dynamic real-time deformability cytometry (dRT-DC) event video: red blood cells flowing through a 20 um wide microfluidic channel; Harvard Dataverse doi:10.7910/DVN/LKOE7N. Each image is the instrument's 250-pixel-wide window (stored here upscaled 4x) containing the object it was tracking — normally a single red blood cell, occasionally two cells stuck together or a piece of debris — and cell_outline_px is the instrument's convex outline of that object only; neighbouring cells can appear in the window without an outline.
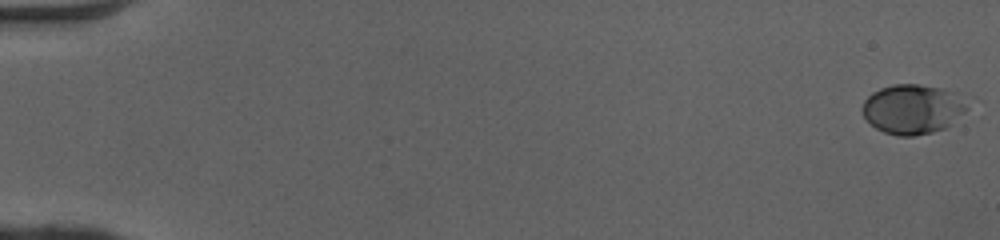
{"species": "human", "species_latin": "Homo sapiens", "temperature_condition": "cold", "stored_images_in_passage": 13, "camera_frame_rate_fps": 3000, "um_per_image_px": 0.085, "donor": {"sex": "female"}, "frame": {"image": 1, "passage_image": 1, "time_ms": 0.0, "image_size_px": [1000, 240], "cell_outline_px": [[968, 108], [964, 112], [944, 128], [932, 132], [912, 136], [896, 136], [884, 132], [876, 128], [864, 116], [864, 100], [872, 92], [880, 88], [892, 84], [920, 84], [940, 88], [956, 92]], "centroid_in_image_um": [77.55, 9.26], "position_along_channel_um": 7.5, "area_um2": 29.88}}
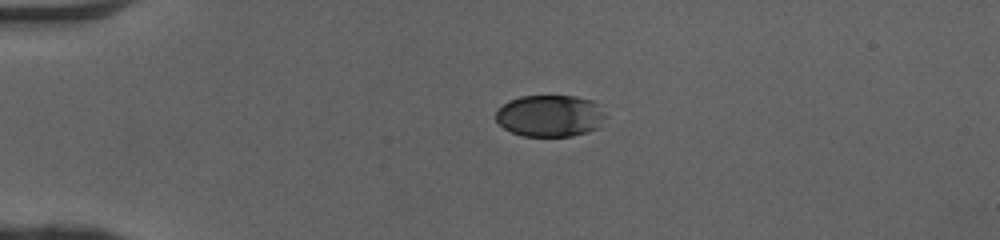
{"frame": {"image": 2, "passage_image": 13, "time_ms": 4.0, "image_size_px": [1000, 240], "cell_outline_px": [[604, 116], [600, 128], [588, 132], [572, 136], [524, 136], [512, 132], [504, 128], [496, 120], [496, 112], [508, 100], [520, 96], [576, 96], [592, 100], [596, 104]], "centroid_in_image_um": [46.74, 9.85], "position_along_channel_um": 38.3, "area_um2": 26.59}}